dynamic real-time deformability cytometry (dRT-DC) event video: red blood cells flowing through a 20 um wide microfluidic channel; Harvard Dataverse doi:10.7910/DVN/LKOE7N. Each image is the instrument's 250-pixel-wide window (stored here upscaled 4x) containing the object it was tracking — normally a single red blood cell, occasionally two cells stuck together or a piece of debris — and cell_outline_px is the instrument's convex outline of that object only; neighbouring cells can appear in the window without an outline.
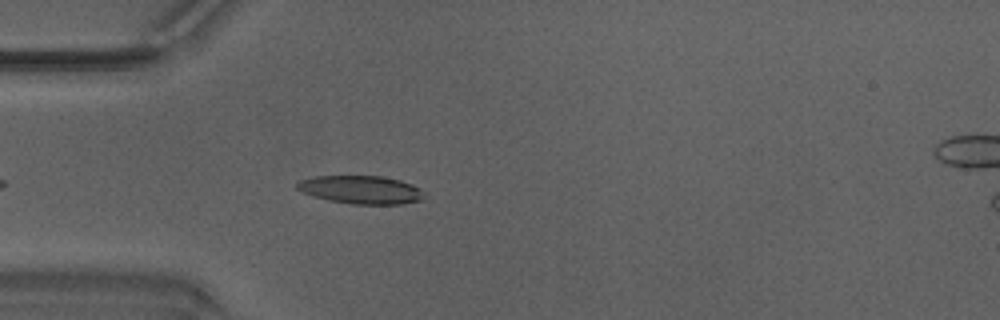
{"species": "Egyptian fruit bat (a non-hibernating species)", "species_latin": "Rousettus aegyptiacus", "temperature_condition": "warm", "stored_images_in_passage": 35, "camera_frame_rate_fps": 3000, "um_per_image_px": 0.085, "animal": {"sex": "male"}, "frame": {"image": 1, "passage_image": 1, "time_ms": 0.0, "image_size_px": [1000, 320], "cell_outline_px": [[424, 200], [400, 204], [352, 204], [328, 200], [312, 196], [300, 192], [296, 188], [296, 184], [300, 180], [316, 176], [380, 176], [400, 180], [412, 184], [420, 188], [424, 196]], "centroid_in_image_um": [30.67, 16.13], "position_along_channel_um": 54.3, "area_um2": 20.98}}
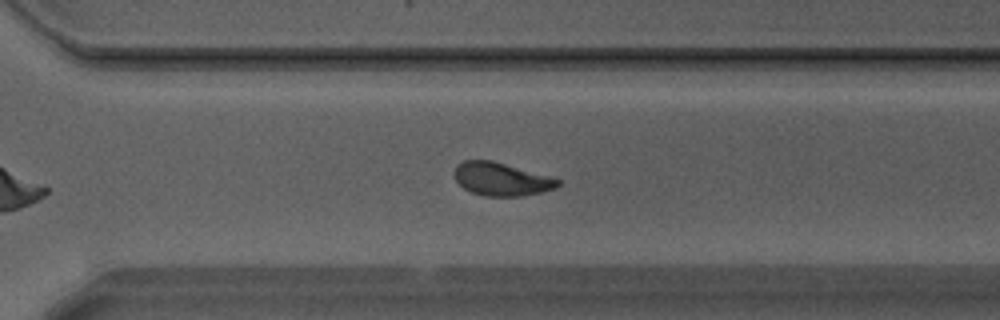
{"frame": {"image": 2, "passage_image": 21, "time_ms": 6.667, "image_size_px": [1000, 320], "cell_outline_px": [[560, 184], [556, 188], [540, 192], [520, 196], [484, 196], [472, 192], [464, 188], [456, 180], [452, 172], [456, 164], [464, 160], [492, 160], [548, 176], [560, 180]], "centroid_in_image_um": [42.56, 15.22], "position_along_channel_um": 328.0, "area_um2": 19.88}}
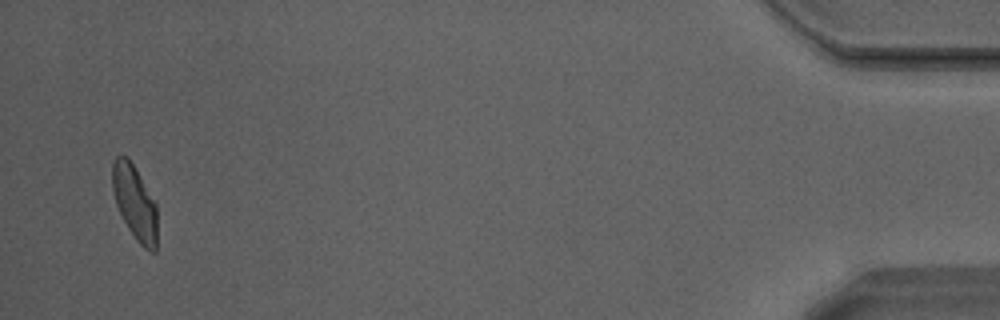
{"frame": {"image": 3, "passage_image": 34, "time_ms": 11.0, "image_size_px": [1000, 320], "cell_outline_px": [[156, 252], [152, 252], [144, 248], [136, 240], [128, 228], [116, 204], [112, 188], [112, 164], [116, 156], [128, 156], [156, 204]], "centroid_in_image_um": [11.44, 17.21], "position_along_channel_um": 423.8, "area_um2": 19.19}, "authors_computed_cell_mechanics": {"area_um2": 20.4612, "velocity_mm_per_s": 4.2143, "shape_relaxation_time_tau1_ms": 3.8728, "shape_relaxation_time_tau2_ms": 1.6753, "deformation_change_tau1": 0.1447, "deformation_change_tau2": 0.0875}}